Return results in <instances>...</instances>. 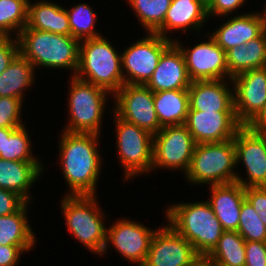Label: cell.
<instances>
[{
    "label": "cell",
    "mask_w": 266,
    "mask_h": 266,
    "mask_svg": "<svg viewBox=\"0 0 266 266\" xmlns=\"http://www.w3.org/2000/svg\"><path fill=\"white\" fill-rule=\"evenodd\" d=\"M99 135L62 131L59 161L62 174L70 187L68 195H96L103 159L97 147Z\"/></svg>",
    "instance_id": "obj_1"
},
{
    "label": "cell",
    "mask_w": 266,
    "mask_h": 266,
    "mask_svg": "<svg viewBox=\"0 0 266 266\" xmlns=\"http://www.w3.org/2000/svg\"><path fill=\"white\" fill-rule=\"evenodd\" d=\"M19 52L35 67L66 68L74 71L79 66L80 41L71 35L54 34L29 28L17 37Z\"/></svg>",
    "instance_id": "obj_2"
},
{
    "label": "cell",
    "mask_w": 266,
    "mask_h": 266,
    "mask_svg": "<svg viewBox=\"0 0 266 266\" xmlns=\"http://www.w3.org/2000/svg\"><path fill=\"white\" fill-rule=\"evenodd\" d=\"M165 215L167 223L192 244L199 256H207L224 232L208 201L172 204Z\"/></svg>",
    "instance_id": "obj_3"
},
{
    "label": "cell",
    "mask_w": 266,
    "mask_h": 266,
    "mask_svg": "<svg viewBox=\"0 0 266 266\" xmlns=\"http://www.w3.org/2000/svg\"><path fill=\"white\" fill-rule=\"evenodd\" d=\"M77 78L112 96L124 85L121 54L103 36L80 41Z\"/></svg>",
    "instance_id": "obj_4"
},
{
    "label": "cell",
    "mask_w": 266,
    "mask_h": 266,
    "mask_svg": "<svg viewBox=\"0 0 266 266\" xmlns=\"http://www.w3.org/2000/svg\"><path fill=\"white\" fill-rule=\"evenodd\" d=\"M95 195H66L61 200L68 232L95 255H102L106 245L105 216ZM104 220V221H103Z\"/></svg>",
    "instance_id": "obj_5"
},
{
    "label": "cell",
    "mask_w": 266,
    "mask_h": 266,
    "mask_svg": "<svg viewBox=\"0 0 266 266\" xmlns=\"http://www.w3.org/2000/svg\"><path fill=\"white\" fill-rule=\"evenodd\" d=\"M234 139L195 145L190 166L185 174L195 185H219L236 181Z\"/></svg>",
    "instance_id": "obj_6"
},
{
    "label": "cell",
    "mask_w": 266,
    "mask_h": 266,
    "mask_svg": "<svg viewBox=\"0 0 266 266\" xmlns=\"http://www.w3.org/2000/svg\"><path fill=\"white\" fill-rule=\"evenodd\" d=\"M69 85L70 117L63 131L100 135V125L109 92L76 76H72Z\"/></svg>",
    "instance_id": "obj_7"
},
{
    "label": "cell",
    "mask_w": 266,
    "mask_h": 266,
    "mask_svg": "<svg viewBox=\"0 0 266 266\" xmlns=\"http://www.w3.org/2000/svg\"><path fill=\"white\" fill-rule=\"evenodd\" d=\"M118 157L128 180L152 171L153 135L134 123L120 118L115 112Z\"/></svg>",
    "instance_id": "obj_8"
},
{
    "label": "cell",
    "mask_w": 266,
    "mask_h": 266,
    "mask_svg": "<svg viewBox=\"0 0 266 266\" xmlns=\"http://www.w3.org/2000/svg\"><path fill=\"white\" fill-rule=\"evenodd\" d=\"M195 145L185 124L162 127L153 135L152 171L157 168L179 169L186 174Z\"/></svg>",
    "instance_id": "obj_9"
},
{
    "label": "cell",
    "mask_w": 266,
    "mask_h": 266,
    "mask_svg": "<svg viewBox=\"0 0 266 266\" xmlns=\"http://www.w3.org/2000/svg\"><path fill=\"white\" fill-rule=\"evenodd\" d=\"M172 43L171 39L163 38L156 33H148L123 50L121 63L124 84L145 85L154 73L162 53Z\"/></svg>",
    "instance_id": "obj_10"
},
{
    "label": "cell",
    "mask_w": 266,
    "mask_h": 266,
    "mask_svg": "<svg viewBox=\"0 0 266 266\" xmlns=\"http://www.w3.org/2000/svg\"><path fill=\"white\" fill-rule=\"evenodd\" d=\"M112 98L115 101L113 111L120 118L152 135L162 129L154 107L153 91L146 85L124 84Z\"/></svg>",
    "instance_id": "obj_11"
},
{
    "label": "cell",
    "mask_w": 266,
    "mask_h": 266,
    "mask_svg": "<svg viewBox=\"0 0 266 266\" xmlns=\"http://www.w3.org/2000/svg\"><path fill=\"white\" fill-rule=\"evenodd\" d=\"M234 143L236 165L241 162L248 175L244 180L237 174L236 182L245 188L266 186V132L242 125L235 134Z\"/></svg>",
    "instance_id": "obj_12"
},
{
    "label": "cell",
    "mask_w": 266,
    "mask_h": 266,
    "mask_svg": "<svg viewBox=\"0 0 266 266\" xmlns=\"http://www.w3.org/2000/svg\"><path fill=\"white\" fill-rule=\"evenodd\" d=\"M156 230H152L143 224L129 219L118 220L107 228L106 245L112 243L117 252L131 263L142 266L147 258L148 250Z\"/></svg>",
    "instance_id": "obj_13"
},
{
    "label": "cell",
    "mask_w": 266,
    "mask_h": 266,
    "mask_svg": "<svg viewBox=\"0 0 266 266\" xmlns=\"http://www.w3.org/2000/svg\"><path fill=\"white\" fill-rule=\"evenodd\" d=\"M236 119L248 125L266 103V67L240 73L231 79Z\"/></svg>",
    "instance_id": "obj_14"
},
{
    "label": "cell",
    "mask_w": 266,
    "mask_h": 266,
    "mask_svg": "<svg viewBox=\"0 0 266 266\" xmlns=\"http://www.w3.org/2000/svg\"><path fill=\"white\" fill-rule=\"evenodd\" d=\"M207 42L196 44L192 48H184L179 40L173 42L182 51L187 73L191 81L221 80L228 78L226 52L216 44L209 35Z\"/></svg>",
    "instance_id": "obj_15"
},
{
    "label": "cell",
    "mask_w": 266,
    "mask_h": 266,
    "mask_svg": "<svg viewBox=\"0 0 266 266\" xmlns=\"http://www.w3.org/2000/svg\"><path fill=\"white\" fill-rule=\"evenodd\" d=\"M161 228L154 233L142 266H191L199 257L192 244L169 224Z\"/></svg>",
    "instance_id": "obj_16"
},
{
    "label": "cell",
    "mask_w": 266,
    "mask_h": 266,
    "mask_svg": "<svg viewBox=\"0 0 266 266\" xmlns=\"http://www.w3.org/2000/svg\"><path fill=\"white\" fill-rule=\"evenodd\" d=\"M196 144L224 142L234 139L242 126L235 112H203L189 110L185 122Z\"/></svg>",
    "instance_id": "obj_17"
},
{
    "label": "cell",
    "mask_w": 266,
    "mask_h": 266,
    "mask_svg": "<svg viewBox=\"0 0 266 266\" xmlns=\"http://www.w3.org/2000/svg\"><path fill=\"white\" fill-rule=\"evenodd\" d=\"M190 84L184 55L173 42L162 53L154 73L145 85L153 92H160L188 89Z\"/></svg>",
    "instance_id": "obj_18"
},
{
    "label": "cell",
    "mask_w": 266,
    "mask_h": 266,
    "mask_svg": "<svg viewBox=\"0 0 266 266\" xmlns=\"http://www.w3.org/2000/svg\"><path fill=\"white\" fill-rule=\"evenodd\" d=\"M226 80L191 81L188 88L189 110L205 112H235L234 91Z\"/></svg>",
    "instance_id": "obj_19"
},
{
    "label": "cell",
    "mask_w": 266,
    "mask_h": 266,
    "mask_svg": "<svg viewBox=\"0 0 266 266\" xmlns=\"http://www.w3.org/2000/svg\"><path fill=\"white\" fill-rule=\"evenodd\" d=\"M207 3L205 0H172L169 6L164 23L154 32L163 38H168L167 31H179L184 33L189 28L193 31H200V28L208 20Z\"/></svg>",
    "instance_id": "obj_20"
},
{
    "label": "cell",
    "mask_w": 266,
    "mask_h": 266,
    "mask_svg": "<svg viewBox=\"0 0 266 266\" xmlns=\"http://www.w3.org/2000/svg\"><path fill=\"white\" fill-rule=\"evenodd\" d=\"M210 203L224 231H237L245 187L238 182L210 186Z\"/></svg>",
    "instance_id": "obj_21"
},
{
    "label": "cell",
    "mask_w": 266,
    "mask_h": 266,
    "mask_svg": "<svg viewBox=\"0 0 266 266\" xmlns=\"http://www.w3.org/2000/svg\"><path fill=\"white\" fill-rule=\"evenodd\" d=\"M219 29L210 33L225 52L259 37L266 29L261 13L251 12L230 17Z\"/></svg>",
    "instance_id": "obj_22"
},
{
    "label": "cell",
    "mask_w": 266,
    "mask_h": 266,
    "mask_svg": "<svg viewBox=\"0 0 266 266\" xmlns=\"http://www.w3.org/2000/svg\"><path fill=\"white\" fill-rule=\"evenodd\" d=\"M41 162L9 161L0 158V188L12 191L30 203L29 191L44 168Z\"/></svg>",
    "instance_id": "obj_23"
},
{
    "label": "cell",
    "mask_w": 266,
    "mask_h": 266,
    "mask_svg": "<svg viewBox=\"0 0 266 266\" xmlns=\"http://www.w3.org/2000/svg\"><path fill=\"white\" fill-rule=\"evenodd\" d=\"M27 26L39 31L71 35L66 8L51 1L40 0L34 4L29 1Z\"/></svg>",
    "instance_id": "obj_24"
},
{
    "label": "cell",
    "mask_w": 266,
    "mask_h": 266,
    "mask_svg": "<svg viewBox=\"0 0 266 266\" xmlns=\"http://www.w3.org/2000/svg\"><path fill=\"white\" fill-rule=\"evenodd\" d=\"M153 101L162 127L185 124L190 108L188 89L153 92Z\"/></svg>",
    "instance_id": "obj_25"
},
{
    "label": "cell",
    "mask_w": 266,
    "mask_h": 266,
    "mask_svg": "<svg viewBox=\"0 0 266 266\" xmlns=\"http://www.w3.org/2000/svg\"><path fill=\"white\" fill-rule=\"evenodd\" d=\"M34 66L20 52L0 74V97H15L23 101L24 90L34 80Z\"/></svg>",
    "instance_id": "obj_26"
},
{
    "label": "cell",
    "mask_w": 266,
    "mask_h": 266,
    "mask_svg": "<svg viewBox=\"0 0 266 266\" xmlns=\"http://www.w3.org/2000/svg\"><path fill=\"white\" fill-rule=\"evenodd\" d=\"M26 202L13 214L0 216V245L34 246L36 236L27 218Z\"/></svg>",
    "instance_id": "obj_27"
},
{
    "label": "cell",
    "mask_w": 266,
    "mask_h": 266,
    "mask_svg": "<svg viewBox=\"0 0 266 266\" xmlns=\"http://www.w3.org/2000/svg\"><path fill=\"white\" fill-rule=\"evenodd\" d=\"M25 125L0 128V158L9 161L39 162L31 151V141Z\"/></svg>",
    "instance_id": "obj_28"
},
{
    "label": "cell",
    "mask_w": 266,
    "mask_h": 266,
    "mask_svg": "<svg viewBox=\"0 0 266 266\" xmlns=\"http://www.w3.org/2000/svg\"><path fill=\"white\" fill-rule=\"evenodd\" d=\"M207 257L218 266H245V240L237 231H224Z\"/></svg>",
    "instance_id": "obj_29"
},
{
    "label": "cell",
    "mask_w": 266,
    "mask_h": 266,
    "mask_svg": "<svg viewBox=\"0 0 266 266\" xmlns=\"http://www.w3.org/2000/svg\"><path fill=\"white\" fill-rule=\"evenodd\" d=\"M29 0H0V33L17 38L28 23Z\"/></svg>",
    "instance_id": "obj_30"
},
{
    "label": "cell",
    "mask_w": 266,
    "mask_h": 266,
    "mask_svg": "<svg viewBox=\"0 0 266 266\" xmlns=\"http://www.w3.org/2000/svg\"><path fill=\"white\" fill-rule=\"evenodd\" d=\"M148 33H154L163 23L172 0H127Z\"/></svg>",
    "instance_id": "obj_31"
},
{
    "label": "cell",
    "mask_w": 266,
    "mask_h": 266,
    "mask_svg": "<svg viewBox=\"0 0 266 266\" xmlns=\"http://www.w3.org/2000/svg\"><path fill=\"white\" fill-rule=\"evenodd\" d=\"M66 11L72 37L83 41L102 36L94 29L97 15L88 4L74 5L72 9H66Z\"/></svg>",
    "instance_id": "obj_32"
},
{
    "label": "cell",
    "mask_w": 266,
    "mask_h": 266,
    "mask_svg": "<svg viewBox=\"0 0 266 266\" xmlns=\"http://www.w3.org/2000/svg\"><path fill=\"white\" fill-rule=\"evenodd\" d=\"M237 232L245 241L266 242V226L246 198L241 206Z\"/></svg>",
    "instance_id": "obj_33"
},
{
    "label": "cell",
    "mask_w": 266,
    "mask_h": 266,
    "mask_svg": "<svg viewBox=\"0 0 266 266\" xmlns=\"http://www.w3.org/2000/svg\"><path fill=\"white\" fill-rule=\"evenodd\" d=\"M22 102L15 97H0V128H18L25 124L20 118Z\"/></svg>",
    "instance_id": "obj_34"
},
{
    "label": "cell",
    "mask_w": 266,
    "mask_h": 266,
    "mask_svg": "<svg viewBox=\"0 0 266 266\" xmlns=\"http://www.w3.org/2000/svg\"><path fill=\"white\" fill-rule=\"evenodd\" d=\"M226 63L228 68V79L249 70L248 42L235 46L226 51Z\"/></svg>",
    "instance_id": "obj_35"
},
{
    "label": "cell",
    "mask_w": 266,
    "mask_h": 266,
    "mask_svg": "<svg viewBox=\"0 0 266 266\" xmlns=\"http://www.w3.org/2000/svg\"><path fill=\"white\" fill-rule=\"evenodd\" d=\"M249 70L266 67V30L248 42Z\"/></svg>",
    "instance_id": "obj_36"
},
{
    "label": "cell",
    "mask_w": 266,
    "mask_h": 266,
    "mask_svg": "<svg viewBox=\"0 0 266 266\" xmlns=\"http://www.w3.org/2000/svg\"><path fill=\"white\" fill-rule=\"evenodd\" d=\"M245 198L266 226V186L245 188Z\"/></svg>",
    "instance_id": "obj_37"
},
{
    "label": "cell",
    "mask_w": 266,
    "mask_h": 266,
    "mask_svg": "<svg viewBox=\"0 0 266 266\" xmlns=\"http://www.w3.org/2000/svg\"><path fill=\"white\" fill-rule=\"evenodd\" d=\"M245 266H266V242L245 241Z\"/></svg>",
    "instance_id": "obj_38"
},
{
    "label": "cell",
    "mask_w": 266,
    "mask_h": 266,
    "mask_svg": "<svg viewBox=\"0 0 266 266\" xmlns=\"http://www.w3.org/2000/svg\"><path fill=\"white\" fill-rule=\"evenodd\" d=\"M246 0H207V15L208 18L212 15L227 16L233 11L240 8Z\"/></svg>",
    "instance_id": "obj_39"
},
{
    "label": "cell",
    "mask_w": 266,
    "mask_h": 266,
    "mask_svg": "<svg viewBox=\"0 0 266 266\" xmlns=\"http://www.w3.org/2000/svg\"><path fill=\"white\" fill-rule=\"evenodd\" d=\"M19 53V42L16 38L3 36L0 39V74L7 69L14 57Z\"/></svg>",
    "instance_id": "obj_40"
},
{
    "label": "cell",
    "mask_w": 266,
    "mask_h": 266,
    "mask_svg": "<svg viewBox=\"0 0 266 266\" xmlns=\"http://www.w3.org/2000/svg\"><path fill=\"white\" fill-rule=\"evenodd\" d=\"M26 201L9 190L0 188V216H6L18 211Z\"/></svg>",
    "instance_id": "obj_41"
},
{
    "label": "cell",
    "mask_w": 266,
    "mask_h": 266,
    "mask_svg": "<svg viewBox=\"0 0 266 266\" xmlns=\"http://www.w3.org/2000/svg\"><path fill=\"white\" fill-rule=\"evenodd\" d=\"M34 246L0 245V266H17L22 253Z\"/></svg>",
    "instance_id": "obj_42"
},
{
    "label": "cell",
    "mask_w": 266,
    "mask_h": 266,
    "mask_svg": "<svg viewBox=\"0 0 266 266\" xmlns=\"http://www.w3.org/2000/svg\"><path fill=\"white\" fill-rule=\"evenodd\" d=\"M247 126L258 132H266V103L258 115Z\"/></svg>",
    "instance_id": "obj_43"
},
{
    "label": "cell",
    "mask_w": 266,
    "mask_h": 266,
    "mask_svg": "<svg viewBox=\"0 0 266 266\" xmlns=\"http://www.w3.org/2000/svg\"><path fill=\"white\" fill-rule=\"evenodd\" d=\"M191 266H218L214 261L207 256H199Z\"/></svg>",
    "instance_id": "obj_44"
},
{
    "label": "cell",
    "mask_w": 266,
    "mask_h": 266,
    "mask_svg": "<svg viewBox=\"0 0 266 266\" xmlns=\"http://www.w3.org/2000/svg\"><path fill=\"white\" fill-rule=\"evenodd\" d=\"M265 7H266V5H265ZM261 15H262L263 22H264L265 29H266V8L263 10V12L261 13Z\"/></svg>",
    "instance_id": "obj_45"
}]
</instances>
